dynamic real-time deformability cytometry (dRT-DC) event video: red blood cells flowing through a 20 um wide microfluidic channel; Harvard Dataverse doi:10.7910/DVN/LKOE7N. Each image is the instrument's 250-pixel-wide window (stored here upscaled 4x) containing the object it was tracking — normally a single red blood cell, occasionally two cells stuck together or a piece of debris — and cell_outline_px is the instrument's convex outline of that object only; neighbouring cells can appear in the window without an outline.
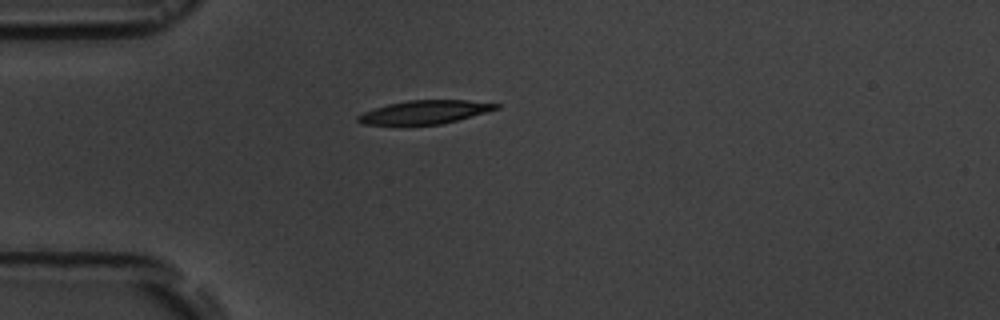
{"species": "common noctule bat (a hibernating species)", "species_latin": "Nyctalus noctula", "temperature_condition": "room temperature", "stored_images_in_passage": 2, "camera_frame_rate_fps": 3000, "um_per_image_px": 0.085, "animal": {"sex": "male", "body_mass_g": 19.5, "forearm_length_mm": 54.6}, "frame": {"image": 1, "passage_image": 1, "time_ms": 0.0, "image_size_px": [1000, 320], "cell_outline_px": [[500, 108], [456, 120], [440, 124], [364, 124], [356, 120], [356, 116], [364, 112], [388, 104], [408, 100], [464, 100], [500, 104]], "centroid_in_image_um": [36.1, 9.52], "position_along_channel_um": 48.9, "area_um2": 18.44}}